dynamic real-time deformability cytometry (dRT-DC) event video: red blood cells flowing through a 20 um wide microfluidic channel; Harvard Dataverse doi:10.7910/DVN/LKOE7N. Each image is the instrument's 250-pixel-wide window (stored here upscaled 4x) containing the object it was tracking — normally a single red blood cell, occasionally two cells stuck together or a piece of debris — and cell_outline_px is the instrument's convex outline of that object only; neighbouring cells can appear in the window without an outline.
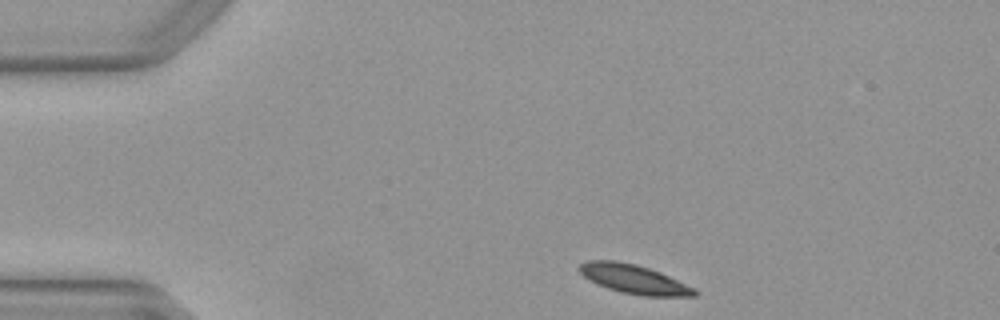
{"species": "Egyptian fruit bat (a non-hibernating species)", "species_latin": "Rousettus aegyptiacus", "temperature_condition": "warm", "stored_images_in_passage": 43, "camera_frame_rate_fps": 3000, "um_per_image_px": 0.085, "animal": {"sex": "female"}, "frame": {"image": 1, "passage_image": 1, "time_ms": 0.0, "image_size_px": [1000, 320], "cell_outline_px": [[696, 296], [640, 296], [620, 292], [596, 284], [588, 280], [576, 268], [580, 264], [588, 260], [616, 260], [636, 264], [660, 272], [696, 288]], "centroid_in_image_um": [53.85, 23.72], "position_along_channel_um": 31.1, "area_um2": 19.65}}
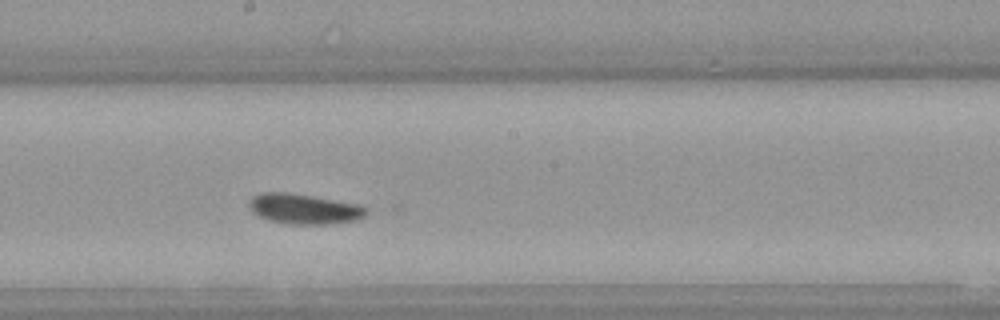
{"frame": {"image": 2, "passage_image": 20, "time_ms": 6.333, "image_size_px": [1000, 320], "cell_outline_px": [[368, 212], [364, 216], [356, 220], [324, 224], [288, 224], [268, 220], [252, 212], [248, 204], [248, 200], [252, 196], [260, 192], [288, 192], [360, 204], [368, 208]], "centroid_in_image_um": [25.82, 17.74], "position_along_channel_um": 222.4, "area_um2": 20.75}}
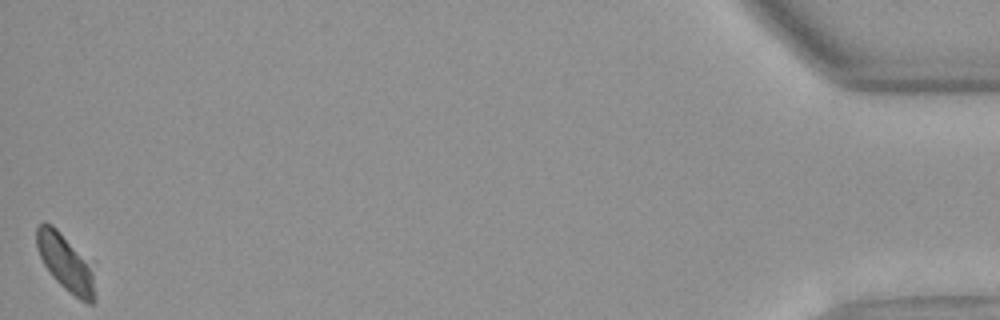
{"frame": {"image": 3, "passage_image": 43, "time_ms": 14.0, "image_size_px": [1000, 320], "cell_outline_px": [[96, 300], [92, 304], [88, 304], [80, 300], [64, 288], [52, 276], [44, 264], [36, 248], [36, 228], [40, 224], [52, 224], [96, 260]], "centroid_in_image_um": [5.73, 22.33], "position_along_channel_um": 429.5, "area_um2": 20.92}}